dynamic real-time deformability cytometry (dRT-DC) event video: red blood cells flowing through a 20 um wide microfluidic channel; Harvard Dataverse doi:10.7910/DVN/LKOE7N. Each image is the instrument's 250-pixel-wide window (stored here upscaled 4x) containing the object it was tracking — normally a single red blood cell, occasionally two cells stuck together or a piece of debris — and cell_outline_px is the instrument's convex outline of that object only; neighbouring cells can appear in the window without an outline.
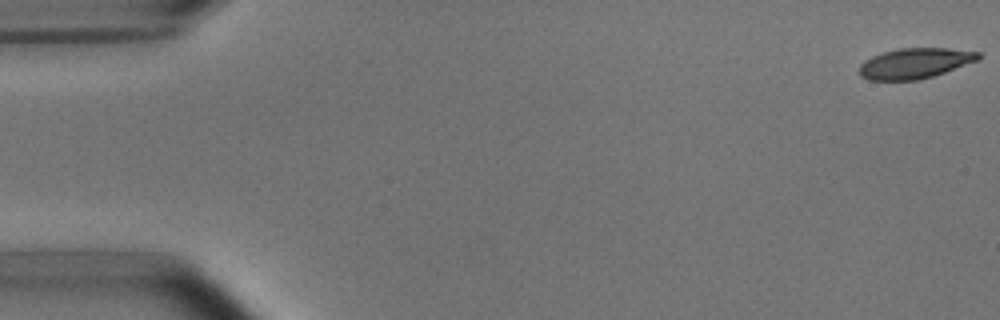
{"species": "common noctule bat (a hibernating species)", "species_latin": "Nyctalus noctula", "temperature_condition": "room temperature", "stored_images_in_passage": 5, "camera_frame_rate_fps": 3000, "um_per_image_px": 0.085, "animal": {"sex": "male", "body_mass_g": 15.6}, "frame": {"image": 1, "passage_image": 1, "time_ms": 0.0, "image_size_px": [1000, 320], "cell_outline_px": [[980, 60], [920, 80], [868, 80], [860, 76], [860, 64], [864, 60], [872, 56], [884, 52], [900, 48], [948, 48], [980, 52]], "centroid_in_image_um": [77.77, 5.38], "position_along_channel_um": 7.2, "area_um2": 21.1}}